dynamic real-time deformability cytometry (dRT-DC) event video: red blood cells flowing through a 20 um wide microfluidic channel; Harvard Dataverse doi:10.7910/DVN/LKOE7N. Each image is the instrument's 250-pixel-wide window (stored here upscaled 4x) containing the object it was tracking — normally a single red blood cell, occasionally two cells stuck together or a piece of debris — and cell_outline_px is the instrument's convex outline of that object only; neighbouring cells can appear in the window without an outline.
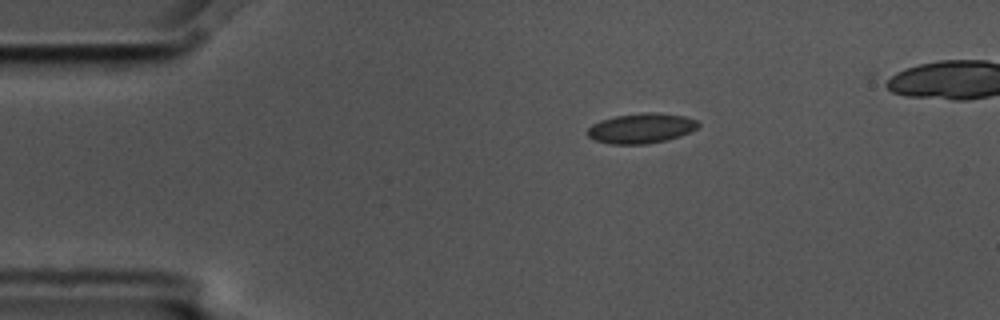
{"species": "common noctule bat (a hibernating species)", "species_latin": "Nyctalus noctula", "temperature_condition": "cold", "stored_images_in_passage": 3, "camera_frame_rate_fps": 3000, "um_per_image_px": 0.085, "animal": {"sex": "male", "body_mass_g": 17.5, "forearm_length_mm": 52.3}, "frame": {"image": 1, "passage_image": 1, "time_ms": 0.0, "image_size_px": [1000, 320], "cell_outline_px": [[700, 124], [696, 128], [680, 136], [664, 140], [644, 144], [612, 144], [596, 140], [588, 136], [588, 128], [592, 124], [600, 120], [616, 116], [640, 112], [652, 112], [684, 116], [696, 120]], "centroid_in_image_um": [54.48, 10.89], "position_along_channel_um": 30.5, "area_um2": 19.13}}